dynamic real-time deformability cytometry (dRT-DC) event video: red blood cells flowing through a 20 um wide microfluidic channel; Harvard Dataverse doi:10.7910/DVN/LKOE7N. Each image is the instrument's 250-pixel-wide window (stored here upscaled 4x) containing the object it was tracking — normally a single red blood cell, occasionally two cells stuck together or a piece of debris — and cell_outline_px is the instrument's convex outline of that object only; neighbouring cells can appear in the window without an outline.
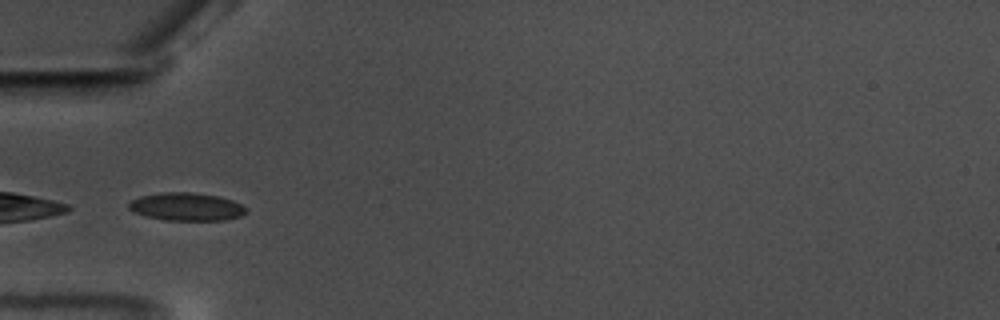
{"species": "common noctule bat (a hibernating species)", "species_latin": "Nyctalus noctula", "temperature_condition": "warm", "stored_images_in_passage": 38, "camera_frame_rate_fps": 3000, "um_per_image_px": 0.085, "animal": {"sex": "male", "body_mass_g": 17.5, "forearm_length_mm": 52.3}, "frame": {"image": 1, "passage_image": 1, "time_ms": 0.0, "image_size_px": [1000, 320], "cell_outline_px": [[248, 212], [240, 216], [228, 220], [168, 220], [144, 216], [128, 208], [128, 204], [132, 200], [140, 196], [160, 192], [196, 192], [220, 196], [232, 200], [248, 208]], "centroid_in_image_um": [15.89, 17.56], "position_along_channel_um": 69.1, "area_um2": 19.31}, "authors_computed_cell_mechanics": {"area_um2": 18.6405, "velocity_mm_per_s": 3.5011, "shape_relaxation_time_tau1_ms": 4.6087, "shape_relaxation_time_tau2_ms": 1.1332, "deformation_change_tau1": 0.0999, "deformation_change_tau2": 0.0695}}